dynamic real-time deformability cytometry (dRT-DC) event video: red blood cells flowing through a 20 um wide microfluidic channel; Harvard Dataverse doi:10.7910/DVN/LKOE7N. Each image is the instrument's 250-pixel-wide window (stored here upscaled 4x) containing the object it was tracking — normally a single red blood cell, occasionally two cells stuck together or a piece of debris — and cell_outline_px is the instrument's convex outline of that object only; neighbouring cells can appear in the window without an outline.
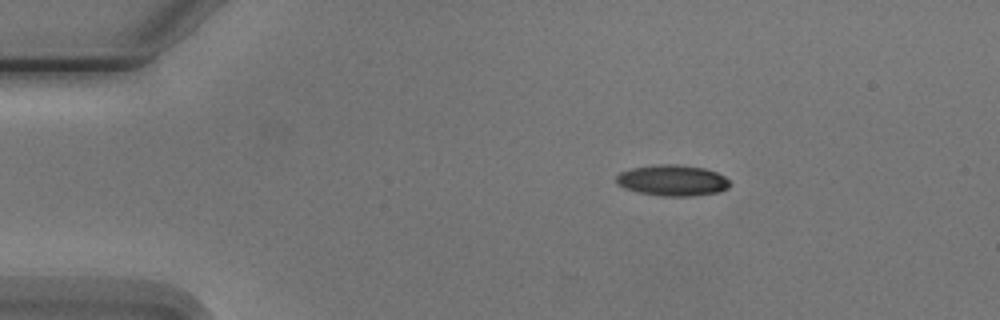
{"species": "Egyptian fruit bat (a non-hibernating species)", "species_latin": "Rousettus aegyptiacus", "temperature_condition": "cold", "stored_images_in_passage": 6, "camera_frame_rate_fps": 3000, "um_per_image_px": 0.085, "animal": {"sex": "male"}, "frame": {"image": 1, "passage_image": 6, "time_ms": 6.0, "image_size_px": [1000, 320], "cell_outline_px": [[728, 188], [720, 192], [692, 196], [664, 196], [640, 192], [624, 188], [616, 184], [616, 176], [620, 172], [632, 168], [656, 164], [680, 164], [704, 168], [716, 172], [724, 176], [728, 180]], "centroid_in_image_um": [57.14, 15.32], "position_along_channel_um": 27.9, "area_um2": 20.52}}